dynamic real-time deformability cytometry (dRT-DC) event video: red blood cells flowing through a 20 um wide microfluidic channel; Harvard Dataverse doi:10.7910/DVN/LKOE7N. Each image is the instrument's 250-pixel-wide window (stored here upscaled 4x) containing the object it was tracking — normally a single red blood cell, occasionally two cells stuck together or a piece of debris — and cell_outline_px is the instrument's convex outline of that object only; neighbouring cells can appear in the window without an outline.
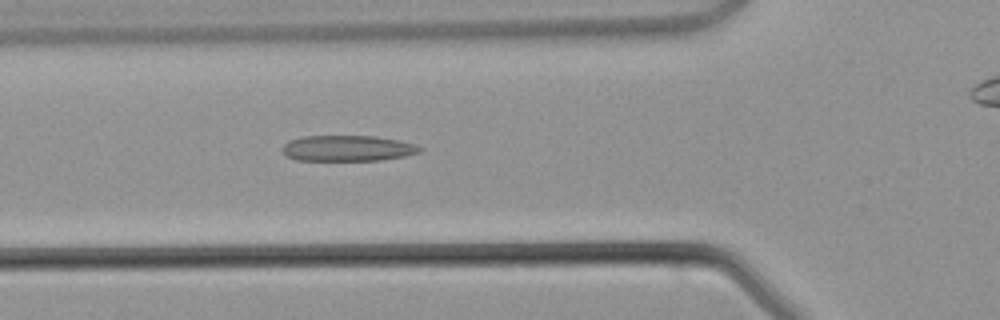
{"species": "common noctule bat (a hibernating species)", "species_latin": "Nyctalus noctula", "temperature_condition": "warm", "stored_images_in_passage": 35, "camera_frame_rate_fps": 3000, "um_per_image_px": 0.085, "animal": {"sex": "male", "body_mass_g": 21.5, "forearm_length_mm": 52.0}, "frame": {"image": 1, "passage_image": 14, "time_ms": 4.333, "image_size_px": [1000, 320], "cell_outline_px": [[424, 148], [420, 152], [404, 156], [380, 160], [296, 160], [284, 156], [284, 144], [288, 140], [304, 136], [376, 136], [416, 144]], "centroid_in_image_um": [29.54, 12.6], "position_along_channel_um": 96.3, "area_um2": 20.63}}
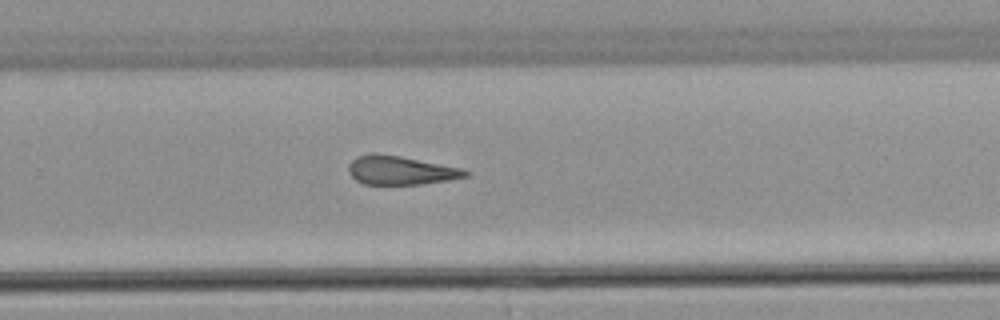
{"frame": {"image": 2, "passage_image": 27, "time_ms": 8.667, "image_size_px": [1000, 320], "cell_outline_px": [[468, 176], [452, 180], [420, 184], [364, 184], [356, 180], [348, 172], [348, 164], [356, 156], [372, 152], [400, 156], [464, 168], [468, 172]], "centroid_in_image_um": [34.05, 14.47], "position_along_channel_um": 295.8, "area_um2": 19.77}}
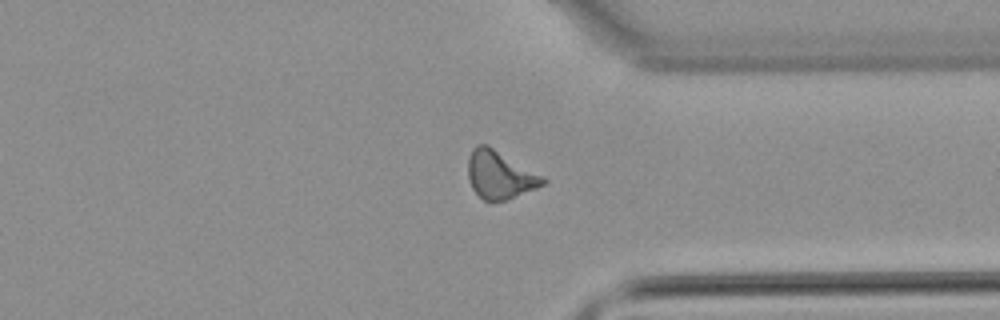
{"frame": {"image": 3, "passage_image": 32, "time_ms": 10.333, "image_size_px": [1000, 320], "cell_outline_px": [[548, 180], [544, 184], [536, 188], [504, 200], [484, 200], [472, 188], [468, 176], [468, 156], [472, 148], [476, 144], [488, 144], [544, 176]], "centroid_in_image_um": [42.48, 14.81], "position_along_channel_um": 368.9, "area_um2": 20.87}}